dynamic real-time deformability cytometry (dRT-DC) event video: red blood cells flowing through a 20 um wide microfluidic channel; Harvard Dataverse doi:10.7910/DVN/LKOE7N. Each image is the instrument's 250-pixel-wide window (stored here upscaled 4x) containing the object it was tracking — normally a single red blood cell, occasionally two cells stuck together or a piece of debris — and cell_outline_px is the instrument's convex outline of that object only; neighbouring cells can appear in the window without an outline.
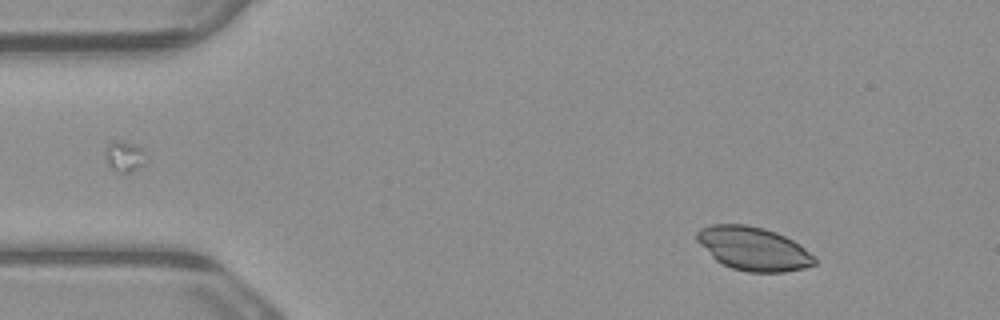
{"species": "common noctule bat (a hibernating species)", "species_latin": "Nyctalus noctula", "temperature_condition": "warm", "stored_images_in_passage": 5, "camera_frame_rate_fps": 3000, "um_per_image_px": 0.085, "animal": {"sex": "male", "body_mass_g": 23.1, "forearm_length_mm": 52.7}, "frame": {"image": 1, "passage_image": 1, "time_ms": 0.0, "image_size_px": [1000, 320], "cell_outline_px": [[816, 264], [804, 268], [784, 272], [748, 272], [732, 268], [716, 260], [696, 240], [696, 232], [700, 228], [712, 224], [744, 224], [764, 228], [776, 232], [800, 244], [816, 256]], "centroid_in_image_um": [64.06, 21.13], "position_along_channel_um": 20.9, "area_um2": 29.88}}